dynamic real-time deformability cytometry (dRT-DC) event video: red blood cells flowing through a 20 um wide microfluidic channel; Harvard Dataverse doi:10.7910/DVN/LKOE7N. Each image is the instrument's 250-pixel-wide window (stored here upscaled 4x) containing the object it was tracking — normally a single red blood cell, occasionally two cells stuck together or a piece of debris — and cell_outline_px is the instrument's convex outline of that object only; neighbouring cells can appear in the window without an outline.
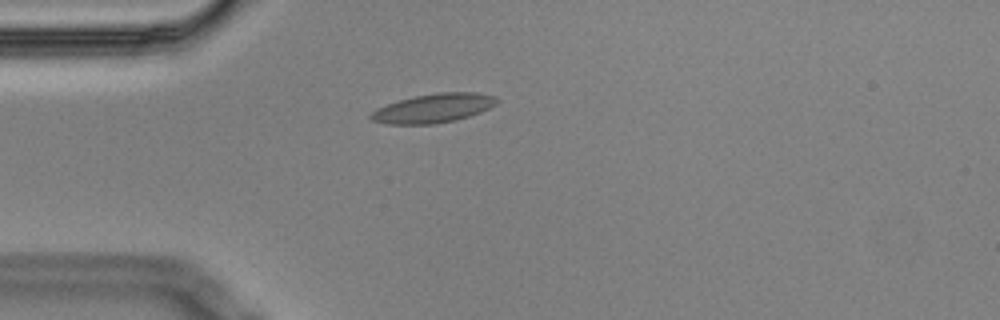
{"species": "Egyptian fruit bat (a non-hibernating species)", "species_latin": "Rousettus aegyptiacus", "temperature_condition": "cold", "stored_images_in_passage": 5, "camera_frame_rate_fps": 3000, "um_per_image_px": 0.085, "animal": {"sex": "male"}, "frame": {"image": 1, "passage_image": 5, "time_ms": 1.333, "image_size_px": [1000, 320], "cell_outline_px": [[500, 100], [496, 104], [480, 112], [456, 120], [432, 124], [388, 124], [372, 120], [368, 116], [376, 108], [400, 100], [416, 96], [436, 92], [476, 92], [496, 96]], "centroid_in_image_um": [36.86, 9.19], "position_along_channel_um": 48.1, "area_um2": 21.21}}